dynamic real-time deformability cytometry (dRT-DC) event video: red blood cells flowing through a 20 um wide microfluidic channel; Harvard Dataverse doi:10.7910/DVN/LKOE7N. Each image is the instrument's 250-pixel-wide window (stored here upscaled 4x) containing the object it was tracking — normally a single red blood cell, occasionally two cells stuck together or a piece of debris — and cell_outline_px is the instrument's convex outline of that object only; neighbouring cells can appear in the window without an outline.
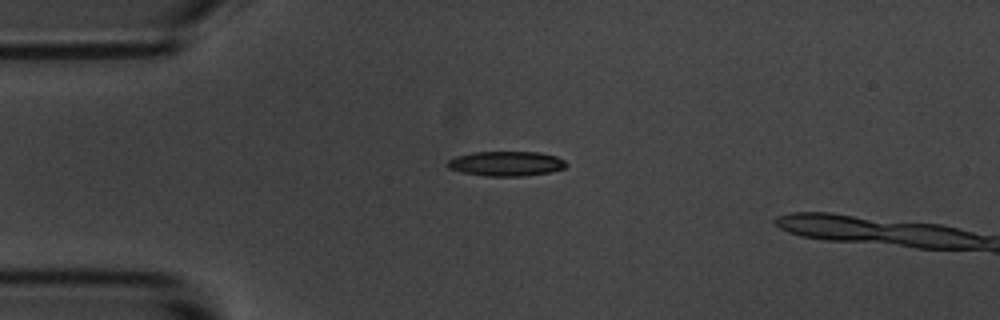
{"species": "common noctule bat (a hibernating species)", "species_latin": "Nyctalus noctula", "temperature_condition": "room temperature", "stored_images_in_passage": 4, "camera_frame_rate_fps": 3000, "um_per_image_px": 0.085, "animal": {"sex": "male", "body_mass_g": 20.1, "forearm_length_mm": 53.5}, "frame": {"image": 1, "passage_image": 3, "time_ms": 2.667, "image_size_px": [1000, 320], "cell_outline_px": [[568, 164], [564, 168], [548, 172], [524, 176], [484, 176], [464, 172], [448, 168], [444, 164], [448, 160], [456, 156], [472, 152], [540, 152], [556, 156], [564, 160]], "centroid_in_image_um": [43.0, 13.9], "position_along_channel_um": 42.0, "area_um2": 17.17}}